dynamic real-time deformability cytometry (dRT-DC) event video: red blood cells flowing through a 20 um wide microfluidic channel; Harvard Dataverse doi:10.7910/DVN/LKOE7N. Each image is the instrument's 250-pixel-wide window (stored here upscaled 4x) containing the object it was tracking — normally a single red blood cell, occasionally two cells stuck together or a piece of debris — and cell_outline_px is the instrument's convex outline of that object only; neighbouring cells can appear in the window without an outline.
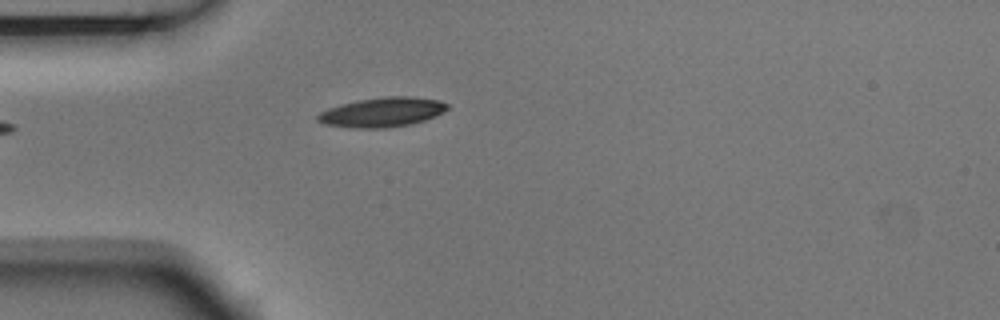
{"species": "Egyptian fruit bat (a non-hibernating species)", "species_latin": "Rousettus aegyptiacus", "temperature_condition": "room temperature", "stored_images_in_passage": 5, "camera_frame_rate_fps": 3000, "um_per_image_px": 0.085, "animal": {"sex": "male"}, "frame": {"image": 1, "passage_image": 5, "time_ms": 1.333, "image_size_px": [1000, 320], "cell_outline_px": [[448, 108], [444, 112], [436, 116], [424, 120], [408, 124], [384, 128], [352, 128], [324, 124], [316, 120], [316, 116], [320, 112], [328, 108], [340, 104], [360, 100], [384, 96], [412, 96], [440, 100], [448, 104]], "centroid_in_image_um": [32.48, 9.53], "position_along_channel_um": 52.5, "area_um2": 22.37}}